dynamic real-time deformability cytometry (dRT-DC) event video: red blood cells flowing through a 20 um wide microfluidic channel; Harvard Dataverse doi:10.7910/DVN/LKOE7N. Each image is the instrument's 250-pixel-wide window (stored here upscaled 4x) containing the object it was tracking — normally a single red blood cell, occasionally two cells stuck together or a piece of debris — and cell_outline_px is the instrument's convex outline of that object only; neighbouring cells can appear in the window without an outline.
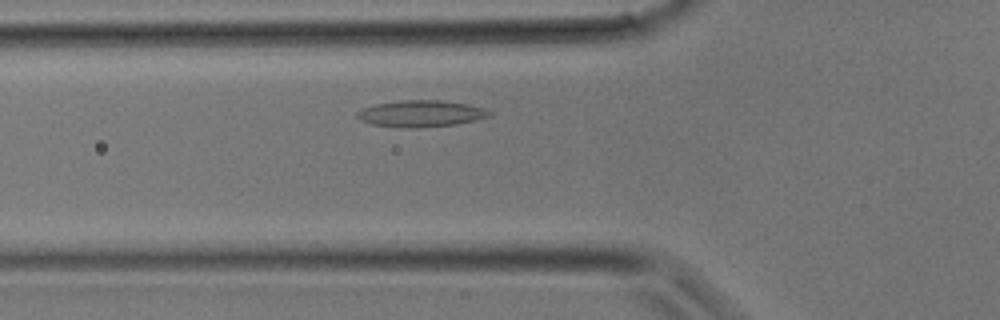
{"species": "common noctule bat (a hibernating species)", "species_latin": "Nyctalus noctula", "temperature_condition": "room temperature", "stored_images_in_passage": 23, "camera_frame_rate_fps": 3000, "um_per_image_px": 0.085, "animal": {"sex": "male", "body_mass_g": 17.9}, "frame": {"image": 1, "passage_image": 5, "time_ms": 1.333, "image_size_px": [1000, 320], "cell_outline_px": [[492, 112], [488, 116], [476, 120], [456, 124], [416, 128], [400, 128], [372, 124], [360, 120], [356, 116], [356, 112], [364, 108], [376, 104], [400, 100], [444, 100], [468, 104], [484, 108]], "centroid_in_image_um": [35.77, 9.66], "position_along_channel_um": 90.0, "area_um2": 20.52}}
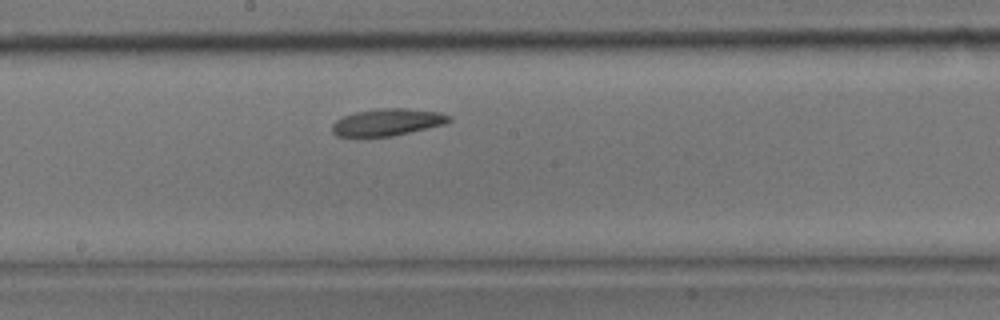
{"frame": {"image": 2, "passage_image": 11, "time_ms": 3.333, "image_size_px": [1000, 320], "cell_outline_px": [[452, 120], [448, 124], [392, 136], [356, 140], [336, 136], [332, 132], [332, 124], [336, 120], [344, 116], [356, 112], [380, 108], [408, 108], [440, 112], [452, 116]], "centroid_in_image_um": [32.9, 10.43], "position_along_channel_um": 215.3, "area_um2": 19.36}}
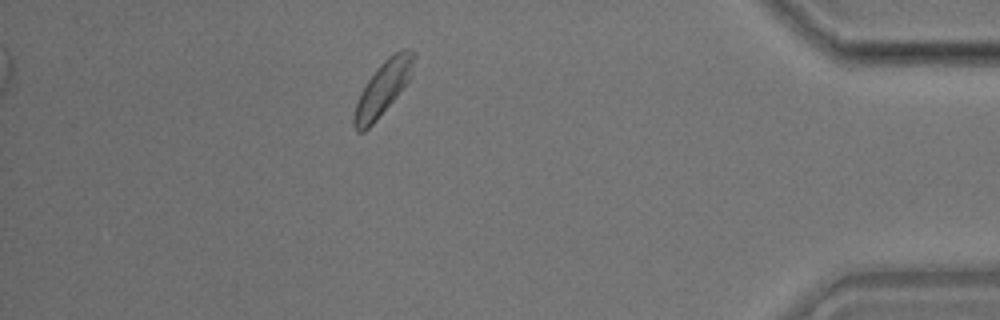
{"frame": {"image": 3, "passage_image": 22, "time_ms": 7.0, "image_size_px": [1000, 320], "cell_outline_px": [[416, 56], [408, 80], [396, 96], [376, 120], [364, 132], [356, 132], [352, 124], [352, 116], [360, 92], [376, 68], [388, 56], [404, 48], [412, 48], [416, 52]], "centroid_in_image_um": [32.52, 7.48], "position_along_channel_um": 402.7, "area_um2": 18.55}}